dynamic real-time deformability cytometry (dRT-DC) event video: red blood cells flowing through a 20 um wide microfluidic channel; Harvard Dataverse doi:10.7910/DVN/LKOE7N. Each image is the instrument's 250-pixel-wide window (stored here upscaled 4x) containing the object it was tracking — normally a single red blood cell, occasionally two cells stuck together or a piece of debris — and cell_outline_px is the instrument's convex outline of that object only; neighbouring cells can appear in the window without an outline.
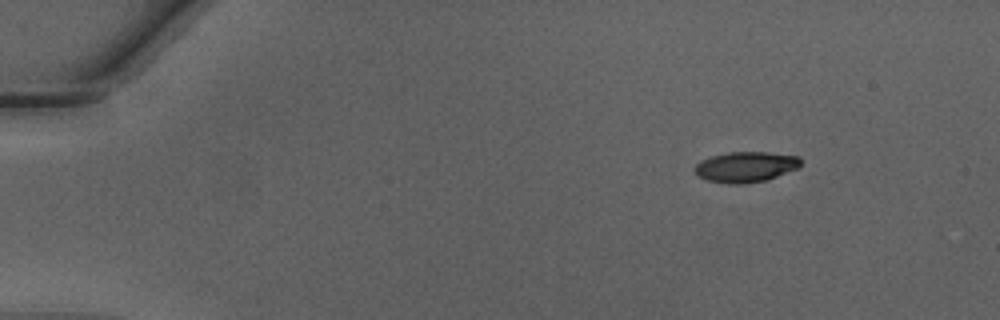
{"species": "Egyptian fruit bat (a non-hibernating species)", "species_latin": "Rousettus aegyptiacus", "temperature_condition": "warm", "stored_images_in_passage": 43, "camera_frame_rate_fps": 3000, "um_per_image_px": 0.085, "animal": {"sex": "male"}, "frame": {"image": 1, "passage_image": 1, "time_ms": 0.0, "image_size_px": [1000, 320], "cell_outline_px": [[800, 168], [764, 180], [744, 184], [728, 184], [704, 180], [696, 176], [692, 168], [700, 160], [712, 156], [728, 152], [768, 152], [800, 156]], "centroid_in_image_um": [63.33, 14.19], "position_along_channel_um": 21.7, "area_um2": 19.13}}
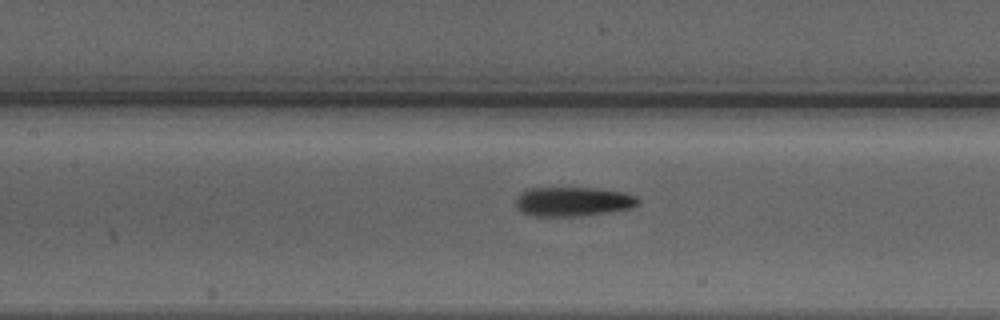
{"frame": {"image": 2, "passage_image": 18, "time_ms": 5.667, "image_size_px": [1000, 320], "cell_outline_px": [[640, 204], [632, 208], [576, 216], [532, 216], [524, 212], [516, 204], [516, 196], [528, 188], [592, 188], [624, 192], [636, 196], [640, 200]], "centroid_in_image_um": [48.72, 17.12], "position_along_channel_um": 158.7, "area_um2": 20.69}}
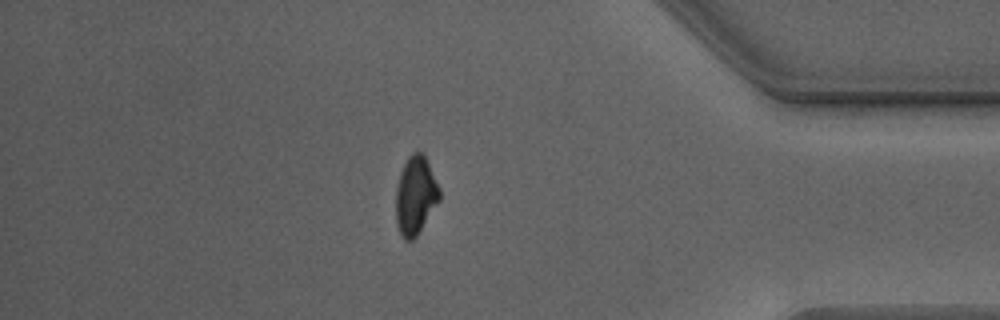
{"frame": {"image": 3, "passage_image": 37, "time_ms": 12.0, "image_size_px": [1000, 320], "cell_outline_px": [[440, 200], [416, 236], [412, 240], [404, 240], [400, 236], [396, 224], [396, 188], [400, 172], [408, 156], [412, 152], [420, 152], [424, 156], [440, 188]], "centroid_in_image_um": [35.3, 16.64], "position_along_channel_um": 399.9, "area_um2": 19.83}, "authors_computed_cell_mechanics": {"area_um2": 20.23, "velocity_mm_per_s": 4.283, "shape_relaxation_time_tau1_ms": 2.8344, "shape_relaxation_time_tau2_ms": 2.6186, "deformation_change_tau1": 0.1591, "deformation_change_tau2": 0.105}}